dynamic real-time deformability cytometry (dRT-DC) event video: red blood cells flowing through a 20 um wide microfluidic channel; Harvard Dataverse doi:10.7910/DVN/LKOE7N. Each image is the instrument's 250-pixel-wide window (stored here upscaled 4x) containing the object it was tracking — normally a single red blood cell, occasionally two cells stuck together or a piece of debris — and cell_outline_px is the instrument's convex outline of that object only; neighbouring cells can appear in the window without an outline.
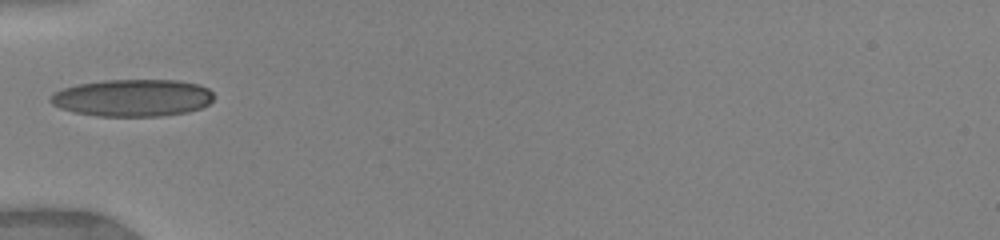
{"species": "human", "species_latin": "Homo sapiens", "temperature_condition": "warm", "stored_images_in_passage": 72, "camera_frame_rate_fps": 3000, "um_per_image_px": 0.085, "donor": {"sex": "female"}, "frame": {"image": 1, "passage_image": 1, "time_ms": 0.0, "image_size_px": [1000, 240], "cell_outline_px": [[212, 100], [208, 104], [200, 108], [188, 112], [160, 116], [96, 116], [72, 112], [60, 108], [52, 104], [48, 100], [56, 92], [64, 88], [76, 84], [104, 80], [176, 80], [196, 84], [208, 88], [212, 92]], "centroid_in_image_um": [11.25, 8.32], "position_along_channel_um": 73.8, "area_um2": 35.37}}
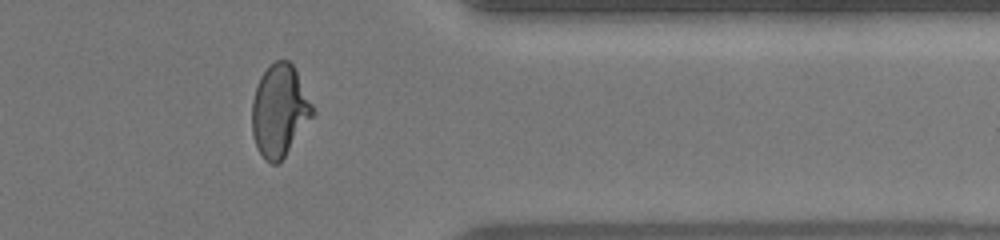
{"frame": {"image": 2, "passage_image": 49, "time_ms": 8.0, "image_size_px": [1000, 240], "cell_outline_px": [[316, 112], [284, 156], [276, 164], [272, 164], [264, 160], [252, 136], [252, 100], [260, 76], [276, 60], [288, 60], [292, 64]], "centroid_in_image_um": [23.75, 9.41], "position_along_channel_um": 387.7, "area_um2": 31.96}, "authors_computed_cell_mechanics": {"area_um2": 32.6281, "velocity_mm_per_s": 4.0257, "shape_relaxation_time_tau1_ms": 6.6183, "shape_relaxation_time_tau2_ms": null, "deformation_change_tau1": 0.2455, "deformation_change_tau2": null}}